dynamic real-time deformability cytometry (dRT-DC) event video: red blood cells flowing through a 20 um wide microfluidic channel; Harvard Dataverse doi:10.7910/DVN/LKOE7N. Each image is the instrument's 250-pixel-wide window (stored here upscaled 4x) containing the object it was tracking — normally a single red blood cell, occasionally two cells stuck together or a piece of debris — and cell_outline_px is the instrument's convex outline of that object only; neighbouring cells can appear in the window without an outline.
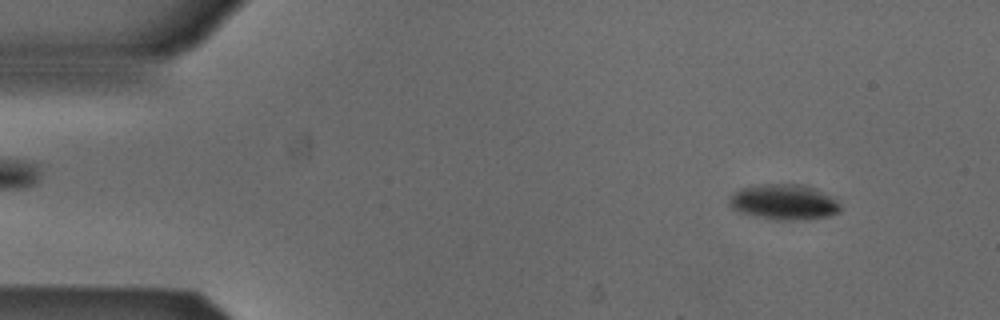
{"species": "Egyptian fruit bat (a non-hibernating species)", "species_latin": "Rousettus aegyptiacus", "temperature_condition": "cold", "stored_images_in_passage": 7, "camera_frame_rate_fps": 3000, "um_per_image_px": 0.085, "animal": {"sex": "male"}, "frame": {"image": 1, "passage_image": 2, "time_ms": 0.333, "image_size_px": [1000, 320], "cell_outline_px": [[840, 212], [828, 216], [792, 220], [776, 220], [756, 216], [740, 212], [732, 208], [728, 204], [728, 200], [736, 192], [744, 188], [764, 184], [796, 184], [812, 188], [836, 200], [840, 204]], "centroid_in_image_um": [66.61, 17.19], "position_along_channel_um": 18.4, "area_um2": 22.31}}
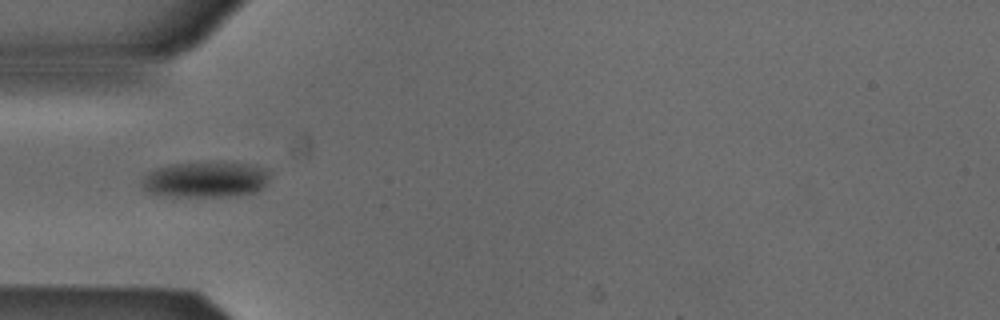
{"frame": {"image": 2, "passage_image": 5, "time_ms": 1.333, "image_size_px": [1000, 320], "cell_outline_px": [[268, 176], [264, 188], [256, 192], [228, 196], [172, 196], [148, 192], [144, 188], [144, 176], [148, 172], [156, 168], [172, 164], [248, 164], [268, 168]], "centroid_in_image_um": [17.51, 15.28], "position_along_channel_um": 67.5, "area_um2": 25.84}}
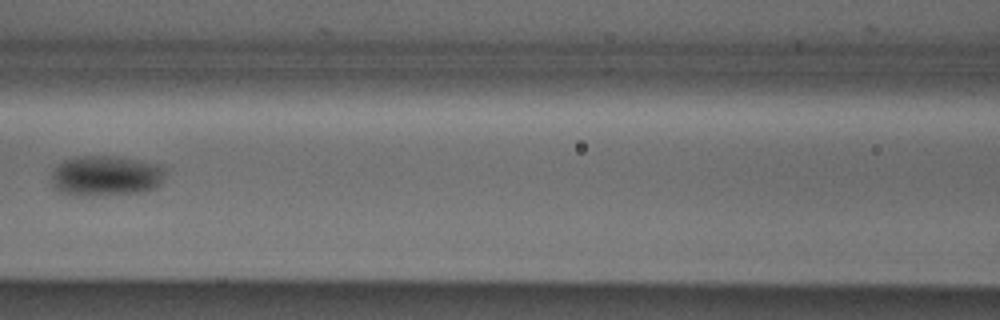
{"frame": {"image": 3, "passage_image": 7, "time_ms": 2.0, "image_size_px": [1000, 320], "cell_outline_px": [[164, 172], [160, 184], [156, 188], [144, 192], [96, 196], [72, 196], [60, 192], [48, 180], [52, 168], [64, 160], [76, 156], [120, 156], [160, 164], [164, 168]], "centroid_in_image_um": [8.94, 14.95], "position_along_channel_um": 157.7, "area_um2": 27.63}}